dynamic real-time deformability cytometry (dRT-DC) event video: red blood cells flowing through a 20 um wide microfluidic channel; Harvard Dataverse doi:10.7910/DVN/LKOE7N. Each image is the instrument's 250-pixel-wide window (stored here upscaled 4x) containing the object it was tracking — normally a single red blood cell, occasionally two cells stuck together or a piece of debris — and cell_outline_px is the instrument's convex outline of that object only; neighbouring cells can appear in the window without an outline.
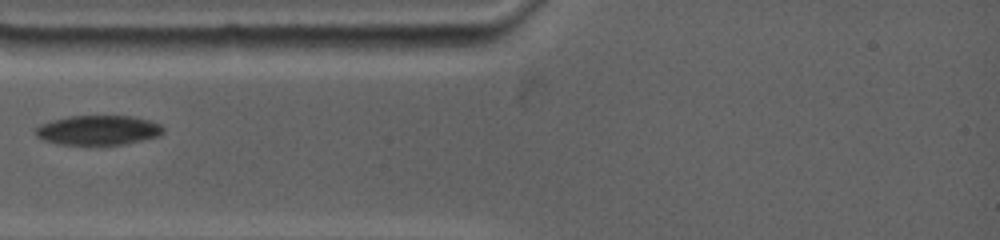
{"species": "common noctule bat (a hibernating species)", "species_latin": "Nyctalus noctula", "temperature_condition": "warm", "stored_images_in_passage": 64, "camera_frame_rate_fps": 4500, "um_per_image_px": 0.085, "animal": {"sex": "female", "body_mass_g": 19.0, "forearm_length_mm": 53.3}, "frame": {"image": 1, "passage_image": 1, "time_ms": 0.0, "image_size_px": [1000, 240], "cell_outline_px": [[164, 132], [156, 136], [124, 144], [60, 144], [44, 140], [36, 136], [36, 128], [40, 124], [72, 116], [128, 116], [148, 120], [160, 124], [164, 128]], "centroid_in_image_um": [8.35, 11.06], "position_along_channel_um": 76.7, "area_um2": 21.5}}
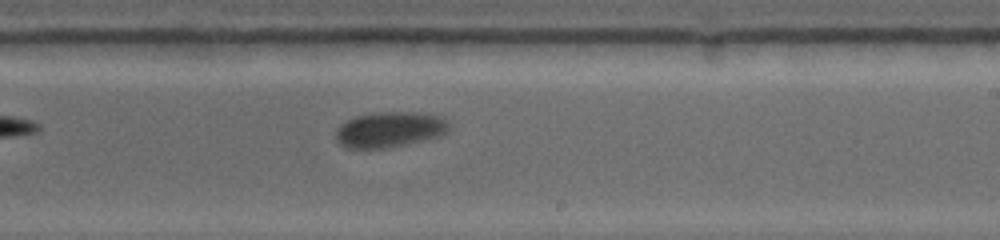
{"frame": {"image": 2, "passage_image": 24, "time_ms": 5.111, "image_size_px": [1000, 240], "cell_outline_px": [[448, 128], [440, 136], [388, 148], [344, 148], [336, 140], [336, 132], [348, 120], [356, 116], [380, 112], [416, 112], [436, 116], [444, 120], [448, 124]], "centroid_in_image_um": [33.09, 11.03], "position_along_channel_um": 255.9, "area_um2": 22.89}}
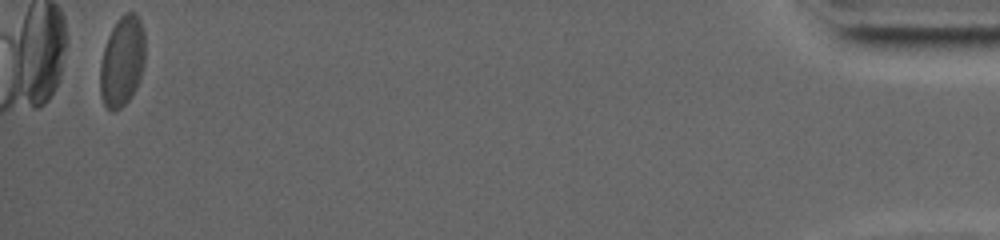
{"frame": {"image": 3, "passage_image": 64, "time_ms": 14.0, "image_size_px": [1000, 240], "cell_outline_px": [[144, 64], [140, 80], [132, 96], [120, 108], [112, 112], [104, 104], [100, 96], [100, 64], [104, 48], [108, 36], [116, 20], [124, 12], [136, 12], [144, 28]], "centroid_in_image_um": [10.39, 5.19], "position_along_channel_um": 424.8, "area_um2": 23.93}}